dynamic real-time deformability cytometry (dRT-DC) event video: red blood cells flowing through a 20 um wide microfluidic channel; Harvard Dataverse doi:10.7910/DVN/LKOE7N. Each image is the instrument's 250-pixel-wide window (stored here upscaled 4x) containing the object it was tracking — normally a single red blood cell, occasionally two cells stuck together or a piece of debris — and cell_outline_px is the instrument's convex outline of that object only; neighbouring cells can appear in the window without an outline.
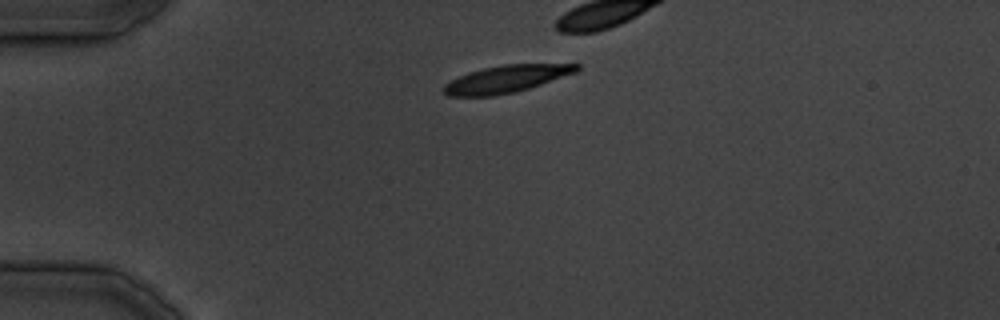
{"species": "common noctule bat (a hibernating species)", "species_latin": "Nyctalus noctula", "temperature_condition": "cold", "stored_images_in_passage": 22, "camera_frame_rate_fps": 3000, "um_per_image_px": 0.085, "animal": {"sex": "male", "body_mass_g": 19.5, "forearm_length_mm": 54.6}, "frame": {"image": 1, "passage_image": 1, "time_ms": 0.0, "image_size_px": [1000, 320], "cell_outline_px": [[580, 68], [576, 72], [516, 92], [492, 96], [448, 96], [440, 88], [444, 84], [468, 72], [484, 68], [504, 64], [580, 64]], "centroid_in_image_um": [42.99, 6.72], "position_along_channel_um": 42.0, "area_um2": 20.92}}